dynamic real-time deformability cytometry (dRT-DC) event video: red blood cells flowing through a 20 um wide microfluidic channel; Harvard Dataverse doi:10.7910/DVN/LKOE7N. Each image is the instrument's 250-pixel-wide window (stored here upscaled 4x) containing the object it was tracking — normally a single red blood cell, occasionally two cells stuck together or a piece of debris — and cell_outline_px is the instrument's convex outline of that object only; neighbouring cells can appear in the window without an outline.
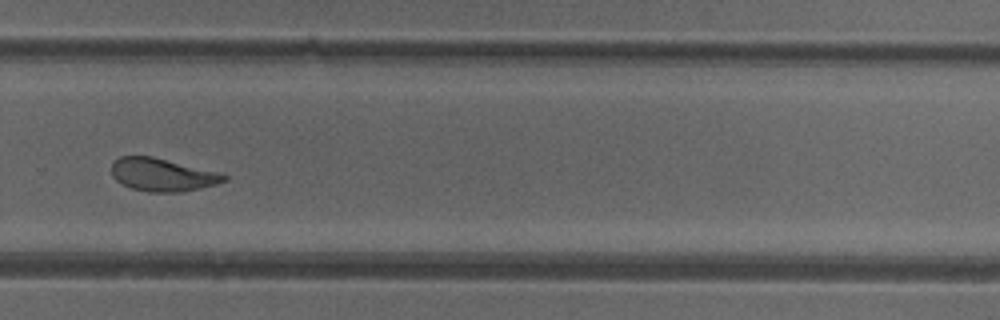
{"species": "common noctule bat (a hibernating species)", "species_latin": "Nyctalus noctula", "temperature_condition": "cold", "stored_images_in_passage": 37, "camera_frame_rate_fps": 3000, "um_per_image_px": 0.085, "animal": {"sex": "female"}, "frame": {"image": 1, "passage_image": 22, "time_ms": 7.0, "image_size_px": [1000, 320], "cell_outline_px": [[228, 180], [216, 184], [180, 192], [148, 192], [132, 188], [116, 180], [112, 176], [112, 164], [120, 156], [152, 156], [220, 172], [228, 176]], "centroid_in_image_um": [13.83, 14.85], "position_along_channel_um": 316.0, "area_um2": 21.5}, "authors_computed_cell_mechanics": {"area_um2": 21.8484, "velocity_mm_per_s": 3.902, "shape_relaxation_time_tau1_ms": 5.9237, "shape_relaxation_time_tau2_ms": 1.7399, "deformation_change_tau1": 0.1647, "deformation_change_tau2": 0.0792}}